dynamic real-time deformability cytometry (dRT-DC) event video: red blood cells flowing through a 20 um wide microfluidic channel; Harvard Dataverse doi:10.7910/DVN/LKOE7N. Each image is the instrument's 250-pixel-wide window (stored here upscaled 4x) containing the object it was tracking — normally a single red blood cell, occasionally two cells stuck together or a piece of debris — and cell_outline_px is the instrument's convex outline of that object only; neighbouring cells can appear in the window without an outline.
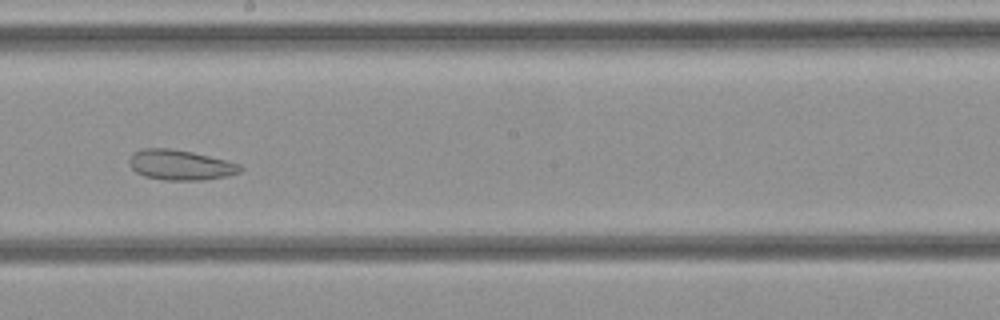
{"species": "common noctule bat (a hibernating species)", "species_latin": "Nyctalus noctula", "temperature_condition": "cold", "stored_images_in_passage": 36, "camera_frame_rate_fps": 3000, "um_per_image_px": 0.085, "animal": {"sex": "female", "body_mass_g": 21.9}, "frame": {"image": 1, "passage_image": 21, "time_ms": 6.667, "image_size_px": [1000, 320], "cell_outline_px": [[244, 168], [240, 172], [228, 176], [204, 180], [164, 180], [144, 176], [136, 172], [132, 168], [128, 160], [132, 152], [144, 148], [168, 148], [192, 152], [240, 164]], "centroid_in_image_um": [15.32, 14.03], "position_along_channel_um": 232.9, "area_um2": 19.54}}
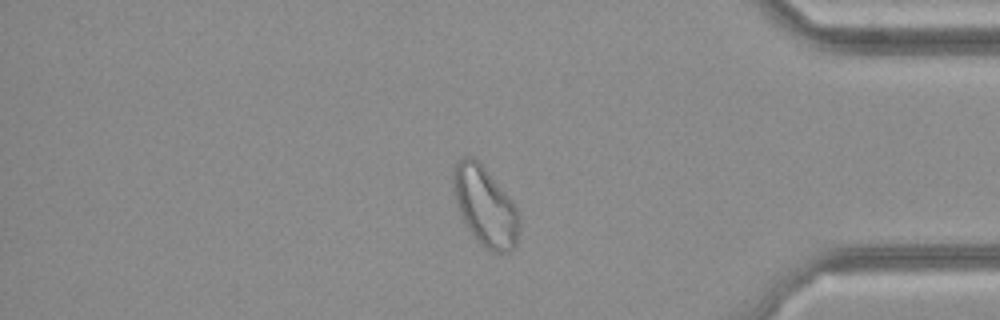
{"frame": {"image": 2, "passage_image": 31, "time_ms": 10.0, "image_size_px": [1000, 320], "cell_outline_px": [[520, 228], [516, 244], [512, 252], [492, 252], [484, 248], [480, 244], [468, 228], [456, 204], [452, 192], [452, 172], [456, 164], [464, 156], [472, 156], [484, 168], [508, 196], [516, 208], [520, 220]], "centroid_in_image_um": [41.23, 17.57], "position_along_channel_um": 394.0, "area_um2": 30.29}}